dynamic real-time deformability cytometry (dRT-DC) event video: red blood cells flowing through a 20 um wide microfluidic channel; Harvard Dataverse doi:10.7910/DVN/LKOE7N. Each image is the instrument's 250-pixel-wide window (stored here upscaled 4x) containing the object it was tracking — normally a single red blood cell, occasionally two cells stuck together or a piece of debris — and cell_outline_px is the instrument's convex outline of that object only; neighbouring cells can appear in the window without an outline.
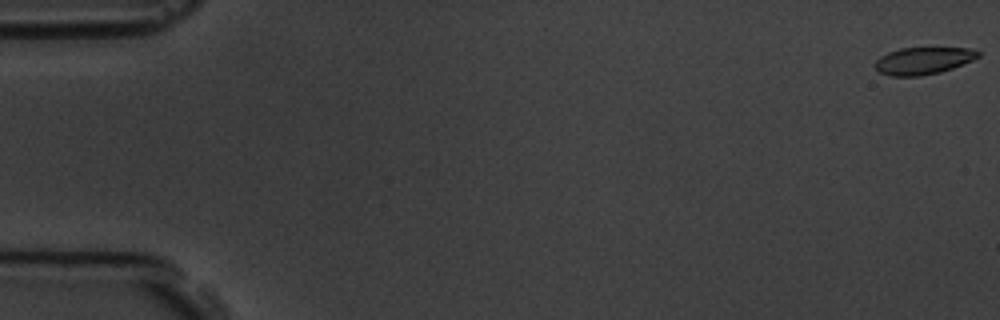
{"species": "common noctule bat (a hibernating species)", "species_latin": "Nyctalus noctula", "temperature_condition": "room temperature", "stored_images_in_passage": 9, "camera_frame_rate_fps": 3000, "um_per_image_px": 0.085, "animal": {"sex": "male", "body_mass_g": 19.5, "forearm_length_mm": 54.6}, "frame": {"image": 1, "passage_image": 1, "time_ms": 0.0, "image_size_px": [1000, 320], "cell_outline_px": [[980, 56], [972, 60], [952, 68], [940, 72], [920, 76], [892, 76], [880, 72], [872, 64], [880, 56], [888, 52], [900, 48], [968, 48], [980, 52]], "centroid_in_image_um": [78.44, 5.16], "position_along_channel_um": 6.6, "area_um2": 16.24}}
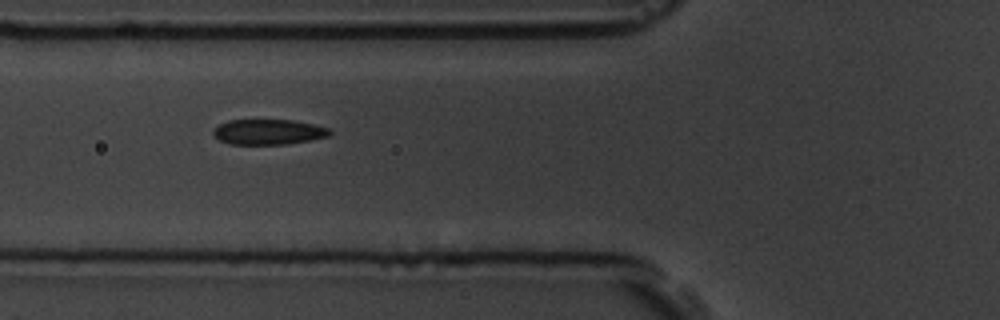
{"frame": {"image": 2, "passage_image": 7, "time_ms": 7.0, "image_size_px": [1000, 320], "cell_outline_px": [[332, 132], [328, 136], [308, 140], [284, 144], [228, 144], [212, 136], [212, 128], [228, 120], [292, 120], [312, 124], [328, 128]], "centroid_in_image_um": [22.74, 11.21], "position_along_channel_um": 103.1, "area_um2": 17.11}}
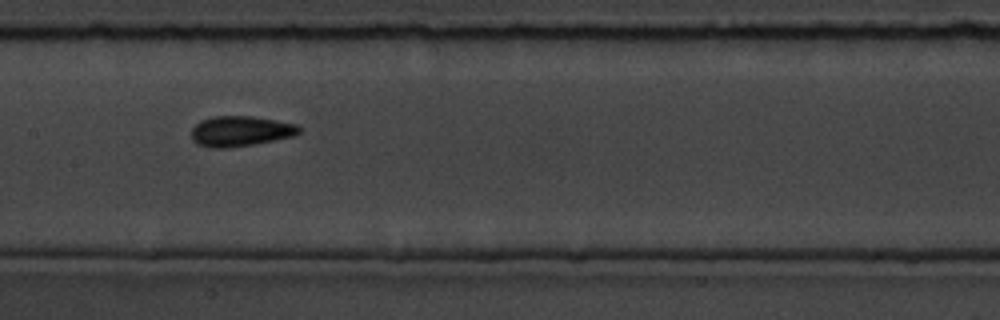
{"frame": {"image": 3, "passage_image": 9, "time_ms": 9.333, "image_size_px": [1000, 320], "cell_outline_px": [[300, 132], [296, 136], [252, 144], [228, 148], [208, 148], [196, 144], [192, 140], [192, 128], [200, 120], [212, 116], [252, 116], [276, 120], [296, 124], [300, 128]], "centroid_in_image_um": [20.42, 11.15], "position_along_channel_um": 187.0, "area_um2": 19.19}}